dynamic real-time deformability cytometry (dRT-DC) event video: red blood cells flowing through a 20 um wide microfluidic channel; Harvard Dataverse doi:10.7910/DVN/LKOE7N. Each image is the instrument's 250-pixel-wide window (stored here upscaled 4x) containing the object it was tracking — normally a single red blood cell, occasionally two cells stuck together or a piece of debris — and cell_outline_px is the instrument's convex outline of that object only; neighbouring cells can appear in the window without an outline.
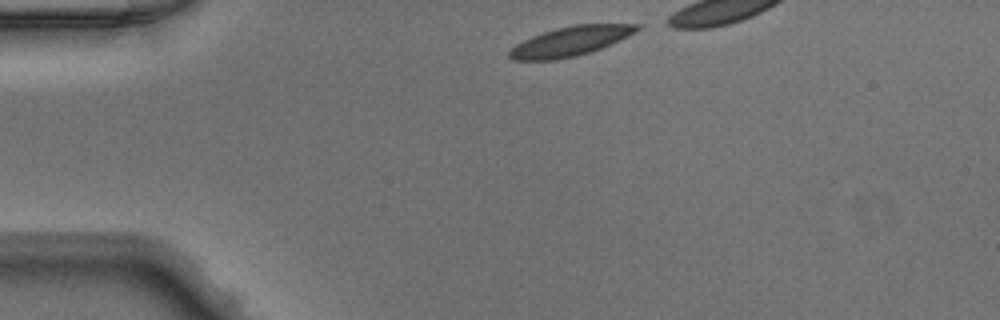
{"species": "Egyptian fruit bat (a non-hibernating species)", "species_latin": "Rousettus aegyptiacus", "temperature_condition": "warm", "stored_images_in_passage": 30, "camera_frame_rate_fps": 3000, "um_per_image_px": 0.085, "animal": {"sex": "male"}, "frame": {"image": 1, "passage_image": 1, "time_ms": 0.0, "image_size_px": [1000, 320], "cell_outline_px": [[644, 28], [628, 36], [600, 48], [576, 56], [556, 60], [512, 60], [508, 56], [508, 52], [516, 44], [532, 36], [556, 28], [572, 24], [644, 24]], "centroid_in_image_um": [48.51, 3.49], "position_along_channel_um": 36.5, "area_um2": 21.91}}
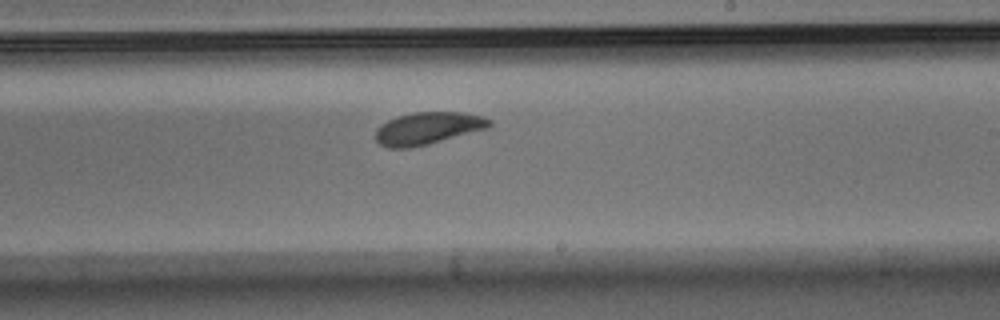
{"frame": {"image": 2, "passage_image": 20, "time_ms": 6.333, "image_size_px": [1000, 320], "cell_outline_px": [[492, 124], [488, 128], [428, 144], [408, 148], [388, 148], [380, 144], [376, 140], [376, 128], [380, 124], [396, 116], [412, 112], [464, 112], [484, 116], [492, 120]], "centroid_in_image_um": [36.36, 10.89], "position_along_channel_um": 252.6, "area_um2": 21.56}}
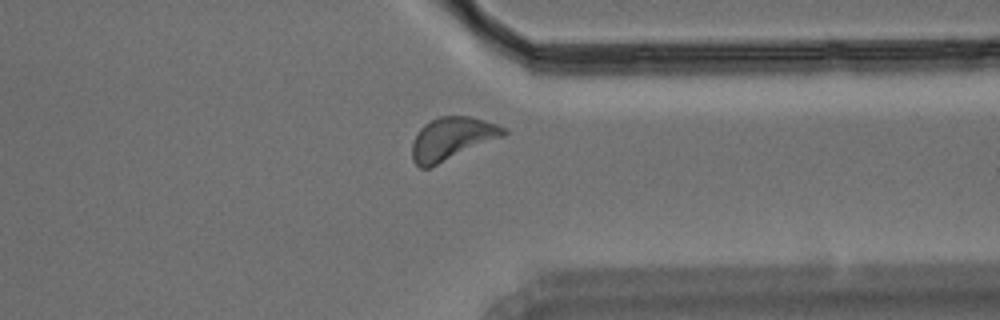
{"frame": {"image": 3, "passage_image": 29, "time_ms": 9.333, "image_size_px": [1000, 320], "cell_outline_px": [[508, 132], [504, 136], [428, 168], [420, 168], [412, 160], [412, 140], [420, 128], [424, 124], [440, 116], [468, 116], [484, 120], [508, 128]], "centroid_in_image_um": [38.41, 11.77], "position_along_channel_um": 373.0, "area_um2": 22.66}}